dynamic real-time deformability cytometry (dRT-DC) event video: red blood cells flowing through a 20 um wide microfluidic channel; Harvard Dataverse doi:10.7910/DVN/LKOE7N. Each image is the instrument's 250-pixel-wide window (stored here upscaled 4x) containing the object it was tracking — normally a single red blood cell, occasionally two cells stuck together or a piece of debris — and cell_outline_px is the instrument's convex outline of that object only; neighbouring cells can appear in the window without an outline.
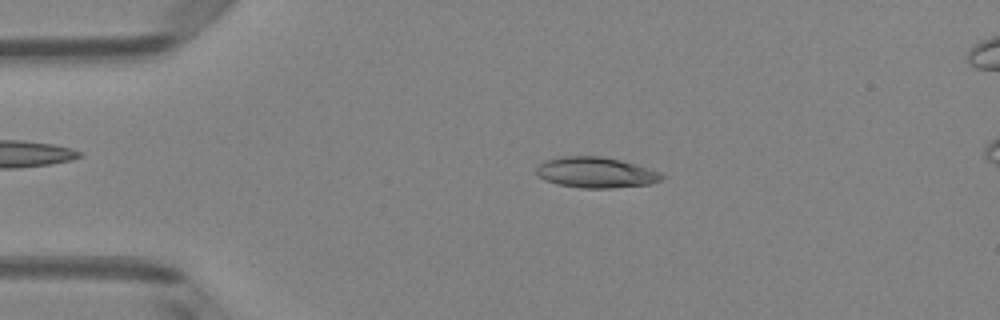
{"species": "Egyptian fruit bat (a non-hibernating species)", "species_latin": "Rousettus aegyptiacus", "temperature_condition": "room temperature", "stored_images_in_passage": 51, "camera_frame_rate_fps": 3000, "um_per_image_px": 0.085, "animal": {"sex": "female"}, "frame": {"image": 1, "passage_image": 11, "time_ms": 3.333, "image_size_px": [1000, 320], "cell_outline_px": [[664, 176], [660, 180], [648, 184], [612, 188], [580, 188], [556, 184], [544, 180], [536, 172], [536, 168], [544, 160], [564, 156], [600, 156], [620, 160], [636, 164], [660, 172]], "centroid_in_image_um": [50.62, 14.66], "position_along_channel_um": 34.4, "area_um2": 22.37}}
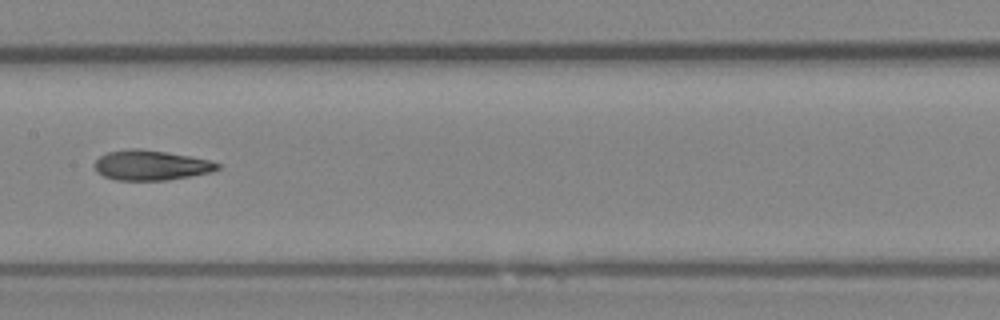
{"frame": {"image": 2, "passage_image": 26, "time_ms": 8.333, "image_size_px": [1000, 320], "cell_outline_px": [[220, 168], [212, 172], [168, 180], [116, 180], [104, 176], [96, 172], [96, 160], [100, 156], [108, 152], [132, 148], [140, 148], [188, 156], [208, 160], [220, 164]], "centroid_in_image_um": [12.83, 14.05], "position_along_channel_um": 194.6, "area_um2": 21.27}}
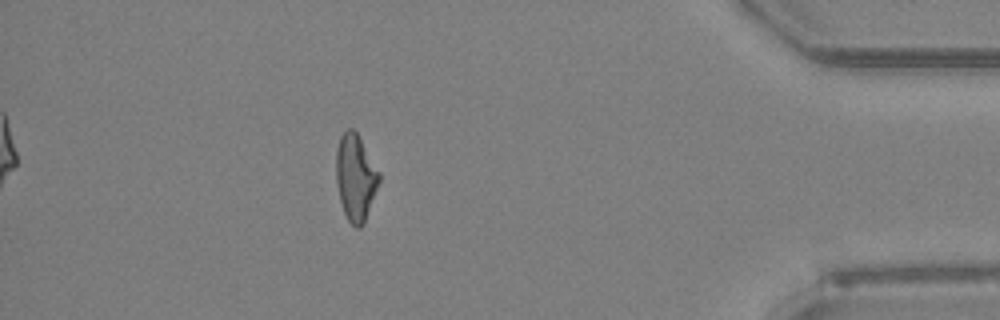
{"frame": {"image": 3, "passage_image": 45, "time_ms": 14.667, "image_size_px": [1000, 320], "cell_outline_px": [[380, 180], [364, 224], [360, 228], [356, 228], [348, 220], [344, 212], [340, 200], [336, 180], [336, 152], [340, 136], [348, 128], [352, 128], [356, 132], [380, 172]], "centroid_in_image_um": [30.22, 15.09], "position_along_channel_um": 405.0, "area_um2": 21.5}, "authors_computed_cell_mechanics": {"area_um2": 21.7328, "velocity_mm_per_s": 4.0438, "shape_relaxation_time_tau1_ms": null, "shape_relaxation_time_tau2_ms": 2.9015, "deformation_change_tau1": null, "deformation_change_tau2": 0.1135}}